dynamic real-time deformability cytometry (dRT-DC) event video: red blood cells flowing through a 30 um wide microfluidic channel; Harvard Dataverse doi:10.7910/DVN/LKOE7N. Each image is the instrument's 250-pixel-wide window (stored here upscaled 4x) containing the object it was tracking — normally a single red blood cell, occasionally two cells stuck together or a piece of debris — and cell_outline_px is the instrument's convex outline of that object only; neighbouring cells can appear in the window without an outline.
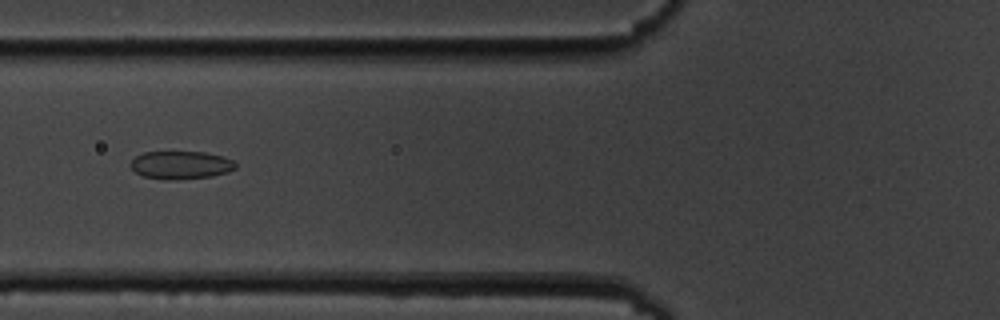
{"species": "common noctule bat (a hibernating species)", "species_latin": "Nyctalus noctula", "temperature_condition": "cold", "stored_images_in_passage": 11, "camera_frame_rate_fps": 3000, "um_per_image_px": 0.085, "animal": {"sex": "male", "body_mass_g": 19.5, "forearm_length_mm": 54.6}, "frame": {"image": 1, "passage_image": 2, "time_ms": 1.0, "image_size_px": [1000, 320], "cell_outline_px": [[236, 168], [228, 172], [212, 176], [172, 180], [144, 176], [136, 172], [132, 168], [132, 160], [136, 156], [144, 152], [204, 152], [224, 156], [232, 160], [236, 164]], "centroid_in_image_um": [15.41, 14.02], "position_along_channel_um": 110.4, "area_um2": 16.94}}
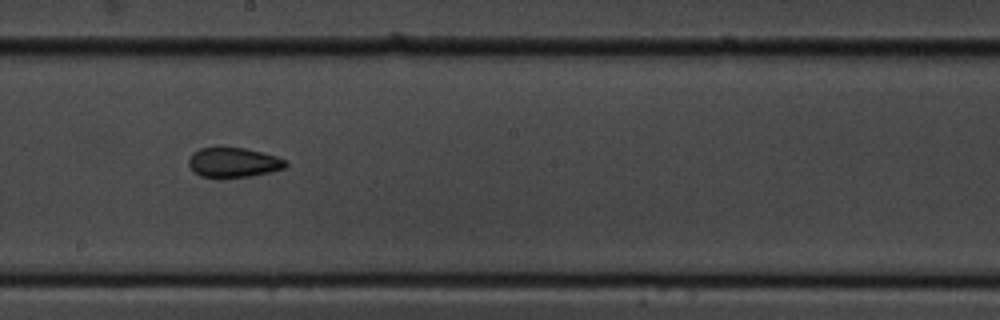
{"frame": {"image": 2, "passage_image": 5, "time_ms": 4.333, "image_size_px": [1000, 320], "cell_outline_px": [[288, 164], [284, 168], [252, 176], [220, 180], [200, 176], [192, 172], [188, 164], [188, 160], [192, 152], [200, 148], [244, 148], [276, 156], [288, 160]], "centroid_in_image_um": [19.79, 13.85], "position_along_channel_um": 228.4, "area_um2": 17.28}}
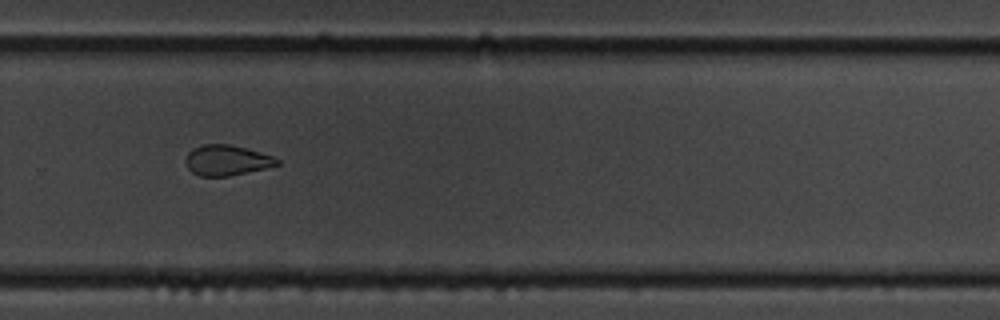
{"frame": {"image": 3, "passage_image": 7, "time_ms": 6.667, "image_size_px": [1000, 320], "cell_outline_px": [[280, 164], [248, 172], [228, 176], [200, 176], [192, 172], [188, 168], [184, 160], [188, 152], [204, 144], [228, 144], [244, 148], [272, 156], [280, 160]], "centroid_in_image_um": [19.25, 13.63], "position_along_channel_um": 310.6, "area_um2": 15.95}}